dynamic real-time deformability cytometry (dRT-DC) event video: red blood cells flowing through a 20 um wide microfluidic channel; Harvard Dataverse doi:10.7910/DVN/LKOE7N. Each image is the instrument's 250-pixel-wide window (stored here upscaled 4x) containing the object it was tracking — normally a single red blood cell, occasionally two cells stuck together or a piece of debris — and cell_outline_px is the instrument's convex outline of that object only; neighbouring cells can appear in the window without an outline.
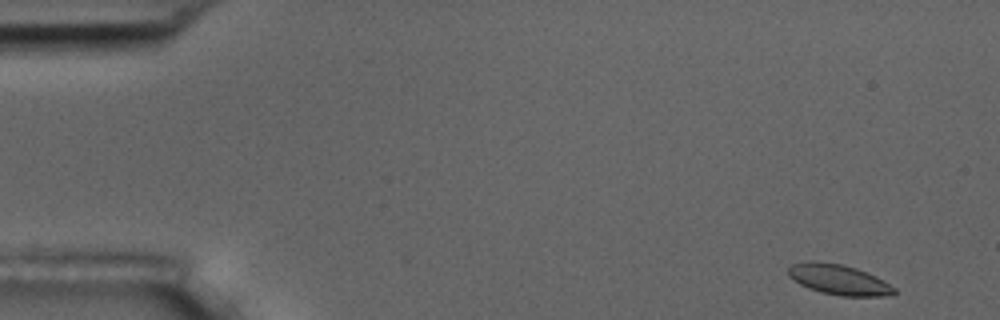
{"species": "common noctule bat (a hibernating species)", "species_latin": "Nyctalus noctula", "temperature_condition": "room temperature", "stored_images_in_passage": 7, "camera_frame_rate_fps": 3000, "um_per_image_px": 0.085, "animal": {"sex": "male", "body_mass_g": 17.5, "forearm_length_mm": 52.3}, "frame": {"image": 1, "passage_image": 1, "time_ms": 0.0, "image_size_px": [1000, 320], "cell_outline_px": [[896, 292], [884, 296], [840, 296], [820, 292], [808, 288], [792, 280], [788, 276], [788, 268], [792, 264], [844, 264], [856, 268], [876, 276], [896, 288]], "centroid_in_image_um": [71.34, 23.82], "position_along_channel_um": 13.7, "area_um2": 18.09}}
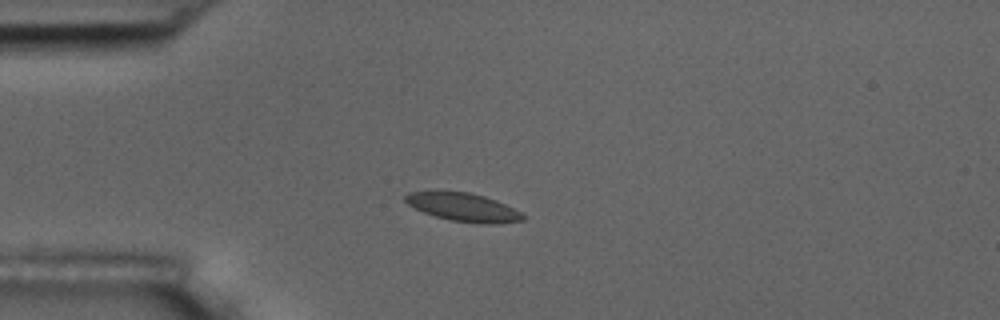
{"frame": {"image": 2, "passage_image": 4, "time_ms": 3.667, "image_size_px": [1000, 320], "cell_outline_px": [[524, 220], [496, 224], [476, 224], [452, 220], [436, 216], [424, 212], [408, 204], [404, 200], [404, 196], [408, 192], [468, 192], [484, 196], [496, 200], [520, 212], [524, 216]], "centroid_in_image_um": [39.4, 17.63], "position_along_channel_um": 45.6, "area_um2": 19.07}}